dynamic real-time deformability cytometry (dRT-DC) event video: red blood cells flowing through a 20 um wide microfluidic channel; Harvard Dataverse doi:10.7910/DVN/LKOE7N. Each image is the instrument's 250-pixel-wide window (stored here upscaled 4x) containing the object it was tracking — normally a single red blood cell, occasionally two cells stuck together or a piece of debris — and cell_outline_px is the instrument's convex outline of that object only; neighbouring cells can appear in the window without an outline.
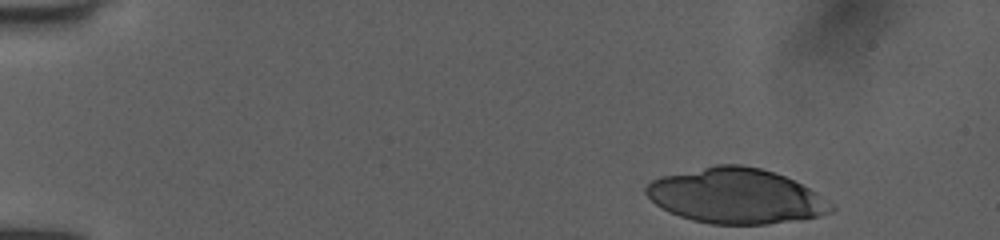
{"species": "human", "species_latin": "Homo sapiens", "temperature_condition": "room temperature", "stored_images_in_passage": 46, "camera_frame_rate_fps": 3000, "um_per_image_px": 0.085, "donor": {"sex": "female"}, "frame": {"image": 1, "passage_image": 1, "time_ms": 0.0, "image_size_px": [1000, 240], "cell_outline_px": [[836, 208], [832, 212], [820, 216], [800, 220], [768, 224], [712, 224], [692, 220], [680, 216], [656, 204], [644, 192], [644, 188], [652, 180], [660, 176], [716, 164], [740, 164], [760, 168], [784, 176], [816, 192], [836, 204]], "centroid_in_image_um": [62.59, 16.66], "position_along_channel_um": 22.4, "area_um2": 59.53}}